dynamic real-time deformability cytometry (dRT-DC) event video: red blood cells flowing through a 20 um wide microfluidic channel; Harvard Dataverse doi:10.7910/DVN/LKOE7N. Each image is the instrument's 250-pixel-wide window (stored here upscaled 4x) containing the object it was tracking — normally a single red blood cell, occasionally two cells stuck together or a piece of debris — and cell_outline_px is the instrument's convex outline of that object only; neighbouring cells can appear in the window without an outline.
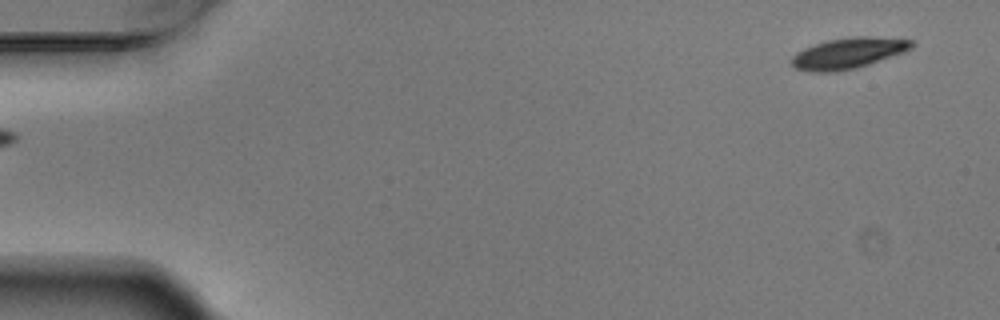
{"species": "Egyptian fruit bat (a non-hibernating species)", "species_latin": "Rousettus aegyptiacus", "temperature_condition": "warm", "stored_images_in_passage": 5, "segment_of_instrument_passage": [2, 2], "camera_frame_rate_fps": 3000, "um_per_image_px": 0.085, "animal": {"sex": "male"}, "frame": {"image": 1, "passage_image": 5, "time_ms": 1.333, "image_size_px": [1000, 320], "cell_outline_px": [[916, 44], [912, 48], [904, 52], [856, 68], [836, 72], [808, 72], [796, 68], [792, 64], [792, 56], [796, 52], [804, 48], [828, 40], [852, 36], [868, 36], [912, 40]], "centroid_in_image_um": [72.1, 4.52], "position_along_channel_um": 12.9, "area_um2": 21.56}}